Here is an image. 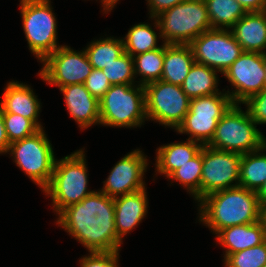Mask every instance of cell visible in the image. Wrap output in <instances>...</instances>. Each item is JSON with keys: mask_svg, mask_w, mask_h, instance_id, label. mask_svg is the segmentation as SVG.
<instances>
[{"mask_svg": "<svg viewBox=\"0 0 266 267\" xmlns=\"http://www.w3.org/2000/svg\"><path fill=\"white\" fill-rule=\"evenodd\" d=\"M56 224L88 252L120 251L123 244L115 229L114 198L95 190L79 203L63 209Z\"/></svg>", "mask_w": 266, "mask_h": 267, "instance_id": "6da1fadb", "label": "cell"}, {"mask_svg": "<svg viewBox=\"0 0 266 267\" xmlns=\"http://www.w3.org/2000/svg\"><path fill=\"white\" fill-rule=\"evenodd\" d=\"M197 204L198 221L214 235L228 227L261 220L262 205L256 192L240 186L212 192Z\"/></svg>", "mask_w": 266, "mask_h": 267, "instance_id": "7a4b0ae2", "label": "cell"}, {"mask_svg": "<svg viewBox=\"0 0 266 267\" xmlns=\"http://www.w3.org/2000/svg\"><path fill=\"white\" fill-rule=\"evenodd\" d=\"M83 148L56 159L49 185L43 190L52 198V208L58 215L63 209L79 203L94 192L88 189V169Z\"/></svg>", "mask_w": 266, "mask_h": 267, "instance_id": "3957f363", "label": "cell"}, {"mask_svg": "<svg viewBox=\"0 0 266 267\" xmlns=\"http://www.w3.org/2000/svg\"><path fill=\"white\" fill-rule=\"evenodd\" d=\"M162 43L189 45L212 29L204 0H185L155 17Z\"/></svg>", "mask_w": 266, "mask_h": 267, "instance_id": "277c9868", "label": "cell"}, {"mask_svg": "<svg viewBox=\"0 0 266 267\" xmlns=\"http://www.w3.org/2000/svg\"><path fill=\"white\" fill-rule=\"evenodd\" d=\"M99 104L102 126L137 128L147 120L143 85H111Z\"/></svg>", "mask_w": 266, "mask_h": 267, "instance_id": "5b68a950", "label": "cell"}, {"mask_svg": "<svg viewBox=\"0 0 266 267\" xmlns=\"http://www.w3.org/2000/svg\"><path fill=\"white\" fill-rule=\"evenodd\" d=\"M241 108V104H233L229 108L218 121L215 134L207 146L243 155L259 150L266 144V137L248 111Z\"/></svg>", "mask_w": 266, "mask_h": 267, "instance_id": "8992f818", "label": "cell"}, {"mask_svg": "<svg viewBox=\"0 0 266 267\" xmlns=\"http://www.w3.org/2000/svg\"><path fill=\"white\" fill-rule=\"evenodd\" d=\"M29 50L40 63L62 45L57 42V19L51 0H19Z\"/></svg>", "mask_w": 266, "mask_h": 267, "instance_id": "52a82bcc", "label": "cell"}, {"mask_svg": "<svg viewBox=\"0 0 266 267\" xmlns=\"http://www.w3.org/2000/svg\"><path fill=\"white\" fill-rule=\"evenodd\" d=\"M7 154L42 191L49 185L56 157L44 128L30 137L11 143Z\"/></svg>", "mask_w": 266, "mask_h": 267, "instance_id": "ba28073f", "label": "cell"}, {"mask_svg": "<svg viewBox=\"0 0 266 267\" xmlns=\"http://www.w3.org/2000/svg\"><path fill=\"white\" fill-rule=\"evenodd\" d=\"M221 93L190 99L189 111L183 123L178 127V134H188V139L208 145L213 138L218 121L234 104L230 96Z\"/></svg>", "mask_w": 266, "mask_h": 267, "instance_id": "9c48e42d", "label": "cell"}, {"mask_svg": "<svg viewBox=\"0 0 266 267\" xmlns=\"http://www.w3.org/2000/svg\"><path fill=\"white\" fill-rule=\"evenodd\" d=\"M147 121L159 122L175 131L183 123L189 111L190 99L181 86L162 80L144 86Z\"/></svg>", "mask_w": 266, "mask_h": 267, "instance_id": "30bf717a", "label": "cell"}, {"mask_svg": "<svg viewBox=\"0 0 266 267\" xmlns=\"http://www.w3.org/2000/svg\"><path fill=\"white\" fill-rule=\"evenodd\" d=\"M41 63L43 65L38 76L46 84L58 88L84 84L93 70L84 49L76 51L67 45L60 46Z\"/></svg>", "mask_w": 266, "mask_h": 267, "instance_id": "8fae6325", "label": "cell"}, {"mask_svg": "<svg viewBox=\"0 0 266 267\" xmlns=\"http://www.w3.org/2000/svg\"><path fill=\"white\" fill-rule=\"evenodd\" d=\"M195 62L223 74L244 52L230 29H210L190 44Z\"/></svg>", "mask_w": 266, "mask_h": 267, "instance_id": "7c38bea8", "label": "cell"}, {"mask_svg": "<svg viewBox=\"0 0 266 267\" xmlns=\"http://www.w3.org/2000/svg\"><path fill=\"white\" fill-rule=\"evenodd\" d=\"M241 158L238 153L203 146L200 199L218 190L238 187Z\"/></svg>", "mask_w": 266, "mask_h": 267, "instance_id": "4fadbf2b", "label": "cell"}, {"mask_svg": "<svg viewBox=\"0 0 266 267\" xmlns=\"http://www.w3.org/2000/svg\"><path fill=\"white\" fill-rule=\"evenodd\" d=\"M235 90L225 92L234 104H243L249 98L265 89V70L263 54L243 52L223 73Z\"/></svg>", "mask_w": 266, "mask_h": 267, "instance_id": "5bb4252c", "label": "cell"}, {"mask_svg": "<svg viewBox=\"0 0 266 267\" xmlns=\"http://www.w3.org/2000/svg\"><path fill=\"white\" fill-rule=\"evenodd\" d=\"M148 165L146 154L139 148L127 153L112 167L99 191L115 198L147 188L143 179Z\"/></svg>", "mask_w": 266, "mask_h": 267, "instance_id": "9a60e30c", "label": "cell"}, {"mask_svg": "<svg viewBox=\"0 0 266 267\" xmlns=\"http://www.w3.org/2000/svg\"><path fill=\"white\" fill-rule=\"evenodd\" d=\"M59 90L63 93L69 116L81 130L100 125L99 100L90 94L84 84L63 86Z\"/></svg>", "mask_w": 266, "mask_h": 267, "instance_id": "2e32d148", "label": "cell"}, {"mask_svg": "<svg viewBox=\"0 0 266 267\" xmlns=\"http://www.w3.org/2000/svg\"><path fill=\"white\" fill-rule=\"evenodd\" d=\"M40 102L31 86L12 80L4 88L0 109L2 112L14 113L30 119L39 129H43L38 120L42 108Z\"/></svg>", "mask_w": 266, "mask_h": 267, "instance_id": "e0dca14e", "label": "cell"}, {"mask_svg": "<svg viewBox=\"0 0 266 267\" xmlns=\"http://www.w3.org/2000/svg\"><path fill=\"white\" fill-rule=\"evenodd\" d=\"M147 188L114 198L115 229L118 239L135 229L148 213Z\"/></svg>", "mask_w": 266, "mask_h": 267, "instance_id": "ac0fdd59", "label": "cell"}, {"mask_svg": "<svg viewBox=\"0 0 266 267\" xmlns=\"http://www.w3.org/2000/svg\"><path fill=\"white\" fill-rule=\"evenodd\" d=\"M216 242L225 248L224 259L230 254L255 247L266 241L263 222L235 225L220 230L216 236Z\"/></svg>", "mask_w": 266, "mask_h": 267, "instance_id": "d6986e66", "label": "cell"}, {"mask_svg": "<svg viewBox=\"0 0 266 267\" xmlns=\"http://www.w3.org/2000/svg\"><path fill=\"white\" fill-rule=\"evenodd\" d=\"M244 52H266V12H247L230 29Z\"/></svg>", "mask_w": 266, "mask_h": 267, "instance_id": "ffe728a7", "label": "cell"}, {"mask_svg": "<svg viewBox=\"0 0 266 267\" xmlns=\"http://www.w3.org/2000/svg\"><path fill=\"white\" fill-rule=\"evenodd\" d=\"M202 147L201 143L190 139L161 145L156 149L155 175L161 174L168 178L181 165L195 157Z\"/></svg>", "mask_w": 266, "mask_h": 267, "instance_id": "44dd1931", "label": "cell"}, {"mask_svg": "<svg viewBox=\"0 0 266 267\" xmlns=\"http://www.w3.org/2000/svg\"><path fill=\"white\" fill-rule=\"evenodd\" d=\"M195 62L190 45L166 44L161 80L181 86Z\"/></svg>", "mask_w": 266, "mask_h": 267, "instance_id": "7402d4cb", "label": "cell"}, {"mask_svg": "<svg viewBox=\"0 0 266 267\" xmlns=\"http://www.w3.org/2000/svg\"><path fill=\"white\" fill-rule=\"evenodd\" d=\"M217 73L219 71L194 62L181 88L189 99L221 93Z\"/></svg>", "mask_w": 266, "mask_h": 267, "instance_id": "603a6c76", "label": "cell"}, {"mask_svg": "<svg viewBox=\"0 0 266 267\" xmlns=\"http://www.w3.org/2000/svg\"><path fill=\"white\" fill-rule=\"evenodd\" d=\"M266 144L245 153L240 162L239 186L257 192L266 181Z\"/></svg>", "mask_w": 266, "mask_h": 267, "instance_id": "cb8c5ba5", "label": "cell"}, {"mask_svg": "<svg viewBox=\"0 0 266 267\" xmlns=\"http://www.w3.org/2000/svg\"><path fill=\"white\" fill-rule=\"evenodd\" d=\"M154 21L153 27L148 23H139L132 25L128 30V33L123 37L124 43V52L130 54L132 57L160 48L161 46L157 45L158 39H161V33L155 32V29L160 30L156 18H151ZM158 35V36H157Z\"/></svg>", "mask_w": 266, "mask_h": 267, "instance_id": "d4e9b609", "label": "cell"}, {"mask_svg": "<svg viewBox=\"0 0 266 267\" xmlns=\"http://www.w3.org/2000/svg\"><path fill=\"white\" fill-rule=\"evenodd\" d=\"M84 51L93 69L103 70L124 53V43L121 38L106 37L91 41Z\"/></svg>", "mask_w": 266, "mask_h": 267, "instance_id": "484cf974", "label": "cell"}, {"mask_svg": "<svg viewBox=\"0 0 266 267\" xmlns=\"http://www.w3.org/2000/svg\"><path fill=\"white\" fill-rule=\"evenodd\" d=\"M212 29H231L247 11L237 0H204Z\"/></svg>", "mask_w": 266, "mask_h": 267, "instance_id": "4316f807", "label": "cell"}, {"mask_svg": "<svg viewBox=\"0 0 266 267\" xmlns=\"http://www.w3.org/2000/svg\"><path fill=\"white\" fill-rule=\"evenodd\" d=\"M164 55L165 43L160 48L133 57L135 78L142 77L139 78L140 81H137V84L145 86L150 82L161 80Z\"/></svg>", "mask_w": 266, "mask_h": 267, "instance_id": "83f0119b", "label": "cell"}, {"mask_svg": "<svg viewBox=\"0 0 266 267\" xmlns=\"http://www.w3.org/2000/svg\"><path fill=\"white\" fill-rule=\"evenodd\" d=\"M202 174V149L192 159L181 165L169 177L172 183L178 182L189 192L195 201L200 200V183Z\"/></svg>", "mask_w": 266, "mask_h": 267, "instance_id": "f1b7e54d", "label": "cell"}, {"mask_svg": "<svg viewBox=\"0 0 266 267\" xmlns=\"http://www.w3.org/2000/svg\"><path fill=\"white\" fill-rule=\"evenodd\" d=\"M103 74L106 75L111 85L136 84L133 57L124 52L117 60L105 67Z\"/></svg>", "mask_w": 266, "mask_h": 267, "instance_id": "f546056e", "label": "cell"}, {"mask_svg": "<svg viewBox=\"0 0 266 267\" xmlns=\"http://www.w3.org/2000/svg\"><path fill=\"white\" fill-rule=\"evenodd\" d=\"M223 262L224 267H263L266 264V241L230 254Z\"/></svg>", "mask_w": 266, "mask_h": 267, "instance_id": "4dcf8cb0", "label": "cell"}, {"mask_svg": "<svg viewBox=\"0 0 266 267\" xmlns=\"http://www.w3.org/2000/svg\"><path fill=\"white\" fill-rule=\"evenodd\" d=\"M2 118L10 144L30 137L40 130L30 119L18 114L2 112Z\"/></svg>", "mask_w": 266, "mask_h": 267, "instance_id": "1f68e13d", "label": "cell"}, {"mask_svg": "<svg viewBox=\"0 0 266 267\" xmlns=\"http://www.w3.org/2000/svg\"><path fill=\"white\" fill-rule=\"evenodd\" d=\"M119 251L89 252L80 258V267H119Z\"/></svg>", "mask_w": 266, "mask_h": 267, "instance_id": "d6a6232c", "label": "cell"}, {"mask_svg": "<svg viewBox=\"0 0 266 267\" xmlns=\"http://www.w3.org/2000/svg\"><path fill=\"white\" fill-rule=\"evenodd\" d=\"M246 106L251 119L257 125L266 124V88L259 94L252 96L245 101Z\"/></svg>", "mask_w": 266, "mask_h": 267, "instance_id": "836d02e7", "label": "cell"}, {"mask_svg": "<svg viewBox=\"0 0 266 267\" xmlns=\"http://www.w3.org/2000/svg\"><path fill=\"white\" fill-rule=\"evenodd\" d=\"M90 94L100 100L111 87L106 75L102 70L93 69L84 83Z\"/></svg>", "mask_w": 266, "mask_h": 267, "instance_id": "e575fe53", "label": "cell"}, {"mask_svg": "<svg viewBox=\"0 0 266 267\" xmlns=\"http://www.w3.org/2000/svg\"><path fill=\"white\" fill-rule=\"evenodd\" d=\"M149 7V18H155L162 12L174 7L185 0H146Z\"/></svg>", "mask_w": 266, "mask_h": 267, "instance_id": "d590c367", "label": "cell"}, {"mask_svg": "<svg viewBox=\"0 0 266 267\" xmlns=\"http://www.w3.org/2000/svg\"><path fill=\"white\" fill-rule=\"evenodd\" d=\"M247 12H262L266 9V0H237Z\"/></svg>", "mask_w": 266, "mask_h": 267, "instance_id": "8d00e7d4", "label": "cell"}, {"mask_svg": "<svg viewBox=\"0 0 266 267\" xmlns=\"http://www.w3.org/2000/svg\"><path fill=\"white\" fill-rule=\"evenodd\" d=\"M10 142L6 135L5 125L2 118V111L0 109V154H6L9 149Z\"/></svg>", "mask_w": 266, "mask_h": 267, "instance_id": "74e56055", "label": "cell"}, {"mask_svg": "<svg viewBox=\"0 0 266 267\" xmlns=\"http://www.w3.org/2000/svg\"><path fill=\"white\" fill-rule=\"evenodd\" d=\"M119 0H101L100 2L102 3L103 11L105 14H108L115 8L117 2Z\"/></svg>", "mask_w": 266, "mask_h": 267, "instance_id": "f35d334b", "label": "cell"}, {"mask_svg": "<svg viewBox=\"0 0 266 267\" xmlns=\"http://www.w3.org/2000/svg\"><path fill=\"white\" fill-rule=\"evenodd\" d=\"M259 202L261 205L266 204V181L260 187V189L256 192Z\"/></svg>", "mask_w": 266, "mask_h": 267, "instance_id": "ab89813d", "label": "cell"}, {"mask_svg": "<svg viewBox=\"0 0 266 267\" xmlns=\"http://www.w3.org/2000/svg\"><path fill=\"white\" fill-rule=\"evenodd\" d=\"M261 221L263 222L266 236V204L262 205Z\"/></svg>", "mask_w": 266, "mask_h": 267, "instance_id": "60d3db41", "label": "cell"}, {"mask_svg": "<svg viewBox=\"0 0 266 267\" xmlns=\"http://www.w3.org/2000/svg\"><path fill=\"white\" fill-rule=\"evenodd\" d=\"M263 66L265 70V88H266V52L263 53Z\"/></svg>", "mask_w": 266, "mask_h": 267, "instance_id": "b9f144b4", "label": "cell"}]
</instances>
